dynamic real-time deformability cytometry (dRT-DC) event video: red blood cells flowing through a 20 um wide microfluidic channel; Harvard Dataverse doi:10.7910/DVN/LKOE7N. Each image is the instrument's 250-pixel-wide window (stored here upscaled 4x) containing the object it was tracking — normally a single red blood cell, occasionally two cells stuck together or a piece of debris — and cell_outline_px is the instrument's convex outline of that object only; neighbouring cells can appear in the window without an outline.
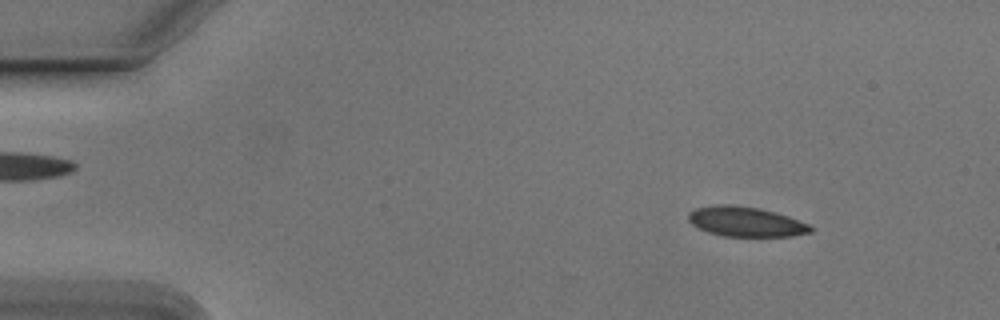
{"species": "Egyptian fruit bat (a non-hibernating species)", "species_latin": "Rousettus aegyptiacus", "temperature_condition": "cold", "stored_images_in_passage": 53, "camera_frame_rate_fps": 3000, "um_per_image_px": 0.085, "animal": {"sex": "male"}, "frame": {"image": 1, "passage_image": 6, "time_ms": 1.667, "image_size_px": [1000, 320], "cell_outline_px": [[812, 232], [792, 236], [724, 236], [708, 232], [692, 224], [688, 220], [688, 212], [696, 208], [716, 204], [732, 204], [760, 208], [776, 212], [788, 216], [808, 224], [812, 228]], "centroid_in_image_um": [63.37, 18.83], "position_along_channel_um": 21.6, "area_um2": 21.27}}
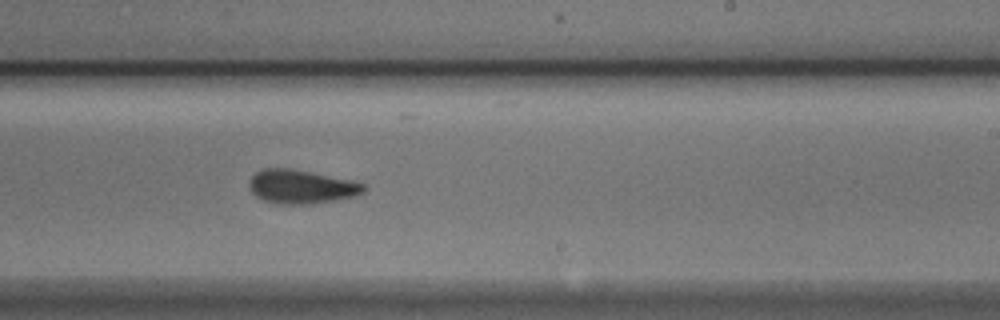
{"frame": {"image": 2, "passage_image": 32, "time_ms": 10.333, "image_size_px": [1000, 320], "cell_outline_px": [[368, 188], [364, 192], [356, 196], [312, 204], [280, 204], [264, 200], [256, 196], [252, 192], [248, 184], [248, 180], [256, 172], [264, 168], [292, 168], [352, 180], [364, 184]], "centroid_in_image_um": [25.62, 15.86], "position_along_channel_um": 263.4, "area_um2": 22.72}}
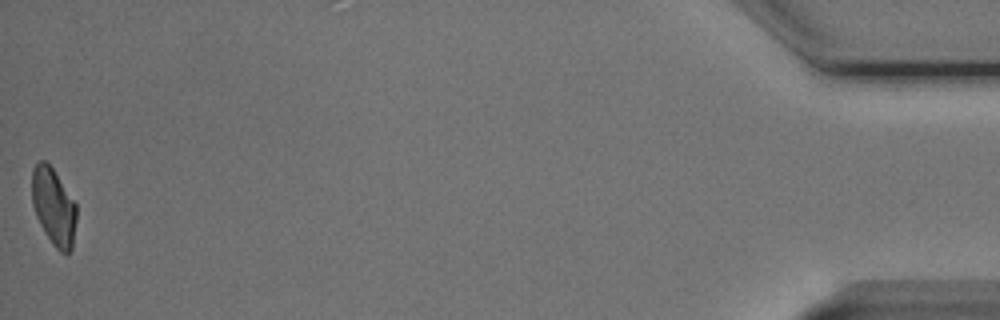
{"frame": {"image": 3, "passage_image": 53, "time_ms": 17.333, "image_size_px": [1000, 320], "cell_outline_px": [[76, 220], [72, 248], [68, 252], [60, 252], [52, 244], [44, 232], [36, 216], [32, 204], [32, 168], [40, 160], [44, 160], [52, 168], [76, 204]], "centroid_in_image_um": [4.54, 17.58], "position_along_channel_um": 430.7, "area_um2": 19.83}, "authors_computed_cell_mechanics": {"area_um2": 21.8484, "velocity_mm_per_s": 3.7881, "shape_relaxation_time_tau1_ms": 3.3508, "shape_relaxation_time_tau2_ms": 3.368, "deformation_change_tau1": 0.0932, "deformation_change_tau2": 0.0726}}